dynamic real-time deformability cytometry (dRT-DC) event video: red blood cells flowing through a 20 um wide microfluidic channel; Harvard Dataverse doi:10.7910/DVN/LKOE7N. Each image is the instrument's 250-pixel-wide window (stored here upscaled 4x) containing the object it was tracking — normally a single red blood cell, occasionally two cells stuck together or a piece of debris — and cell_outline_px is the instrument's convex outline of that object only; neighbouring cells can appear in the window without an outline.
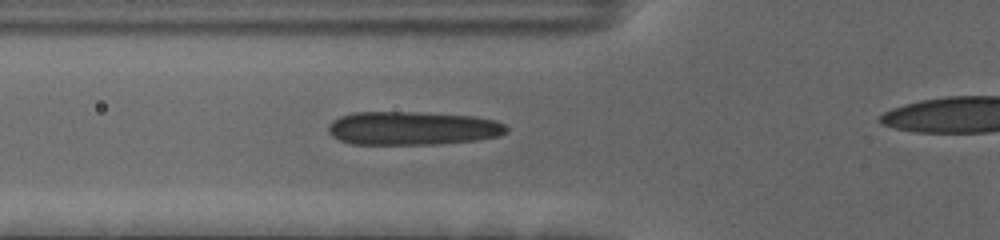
{"species": "human", "species_latin": "Homo sapiens", "temperature_condition": "cold", "stored_images_in_passage": 38, "camera_frame_rate_fps": 3000, "um_per_image_px": 0.085, "donor": {"sex": "female"}, "frame": {"image": 1, "passage_image": 10, "time_ms": 3.0, "image_size_px": [1000, 240], "cell_outline_px": [[508, 132], [500, 136], [476, 140], [440, 144], [348, 144], [332, 136], [328, 132], [328, 124], [332, 120], [340, 116], [352, 112], [412, 112], [476, 116], [496, 120], [504, 124], [508, 128]], "centroid_in_image_um": [35.06, 10.9], "position_along_channel_um": 90.7, "area_um2": 35.14}}
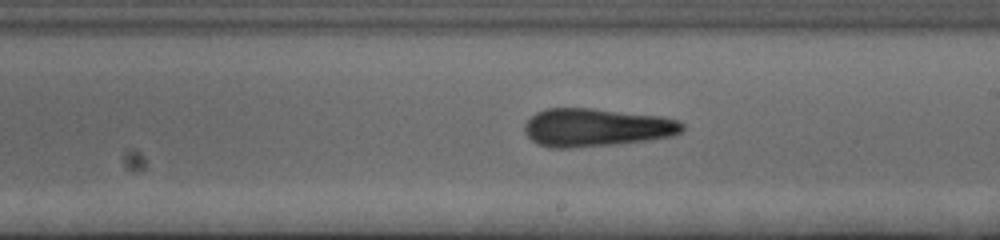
{"frame": {"image": 2, "passage_image": 22, "time_ms": 7.0, "image_size_px": [1000, 240], "cell_outline_px": [[684, 128], [680, 132], [672, 136], [648, 140], [616, 144], [572, 148], [552, 148], [536, 144], [524, 132], [524, 124], [536, 112], [548, 108], [592, 108], [664, 116], [680, 120], [684, 124]], "centroid_in_image_um": [50.7, 10.83], "position_along_channel_um": 238.3, "area_um2": 35.37}}
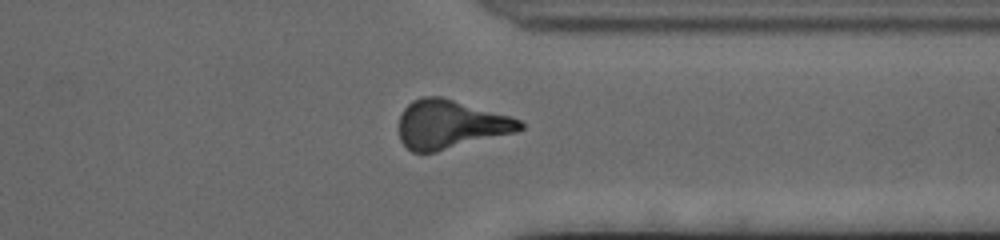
{"frame": {"image": 3, "passage_image": 33, "time_ms": 10.667, "image_size_px": [1000, 240], "cell_outline_px": [[524, 128], [516, 132], [436, 152], [412, 152], [400, 140], [400, 116], [404, 108], [412, 100], [424, 96], [440, 96], [512, 116], [520, 120], [524, 124]], "centroid_in_image_um": [38.3, 10.57], "position_along_channel_um": 373.1, "area_um2": 34.28}}